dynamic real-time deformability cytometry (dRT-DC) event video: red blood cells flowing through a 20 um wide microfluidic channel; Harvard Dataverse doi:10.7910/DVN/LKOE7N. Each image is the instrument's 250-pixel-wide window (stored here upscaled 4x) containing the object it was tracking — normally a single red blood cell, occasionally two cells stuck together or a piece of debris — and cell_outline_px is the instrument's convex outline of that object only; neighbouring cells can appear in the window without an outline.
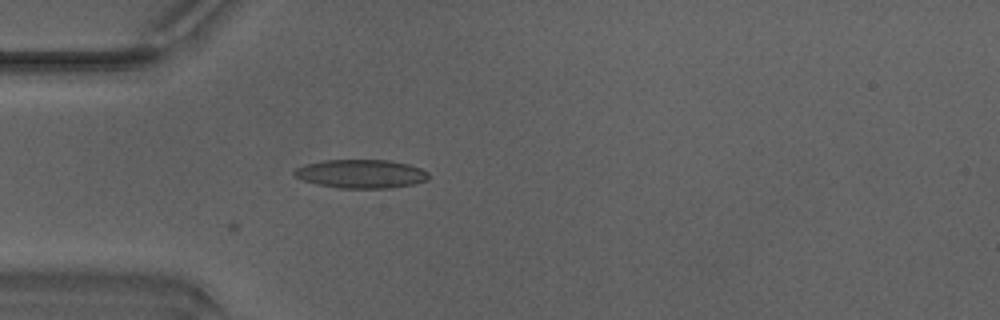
{"species": "Egyptian fruit bat (a non-hibernating species)", "species_latin": "Rousettus aegyptiacus", "temperature_condition": "warm", "stored_images_in_passage": 3, "camera_frame_rate_fps": 3000, "um_per_image_px": 0.085, "animal": {"sex": "male"}, "frame": {"image": 1, "passage_image": 1, "time_ms": 0.0, "image_size_px": [1000, 320], "cell_outline_px": [[432, 176], [428, 180], [412, 184], [392, 188], [340, 188], [320, 184], [304, 180], [296, 176], [292, 172], [296, 168], [304, 164], [324, 160], [388, 160], [408, 164], [420, 168], [428, 172]], "centroid_in_image_um": [30.73, 14.77], "position_along_channel_um": 54.3, "area_um2": 22.37}}